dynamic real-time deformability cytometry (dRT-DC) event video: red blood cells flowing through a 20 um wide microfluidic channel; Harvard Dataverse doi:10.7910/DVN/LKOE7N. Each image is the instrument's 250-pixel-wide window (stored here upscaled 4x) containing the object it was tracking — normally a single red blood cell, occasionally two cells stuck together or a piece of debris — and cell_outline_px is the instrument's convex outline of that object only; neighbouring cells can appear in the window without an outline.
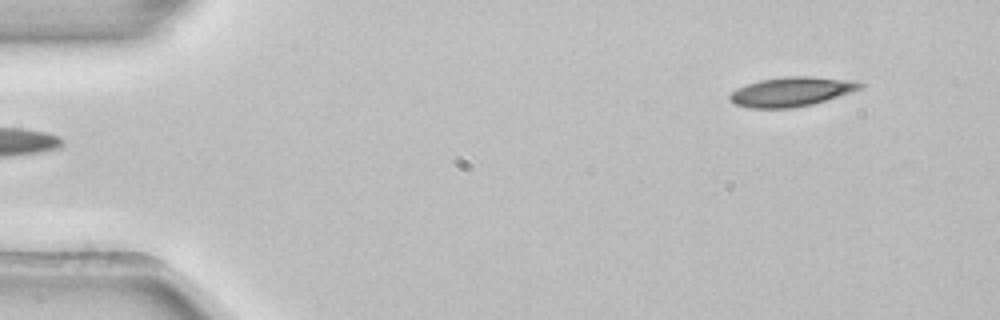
{"species": "common noctule bat (a hibernating species)", "species_latin": "Nyctalus noctula", "temperature_condition": "room temperature", "stored_images_in_passage": 4, "segment_of_instrument_passage": [2, 2], "camera_frame_rate_fps": 3000, "um_per_image_px": 0.085, "animal": {"sex": "female", "body_mass_g": 22.7, "forearm_length_mm": 54.2}, "frame": {"image": 1, "passage_image": 4, "time_ms": 1.0, "image_size_px": [1000, 320], "cell_outline_px": [[864, 88], [852, 92], [812, 104], [792, 108], [748, 108], [736, 104], [728, 100], [728, 96], [736, 88], [744, 84], [760, 80], [784, 76], [808, 76], [856, 80], [864, 84]], "centroid_in_image_um": [67.27, 7.78], "position_along_channel_um": 17.7, "area_um2": 22.6}}